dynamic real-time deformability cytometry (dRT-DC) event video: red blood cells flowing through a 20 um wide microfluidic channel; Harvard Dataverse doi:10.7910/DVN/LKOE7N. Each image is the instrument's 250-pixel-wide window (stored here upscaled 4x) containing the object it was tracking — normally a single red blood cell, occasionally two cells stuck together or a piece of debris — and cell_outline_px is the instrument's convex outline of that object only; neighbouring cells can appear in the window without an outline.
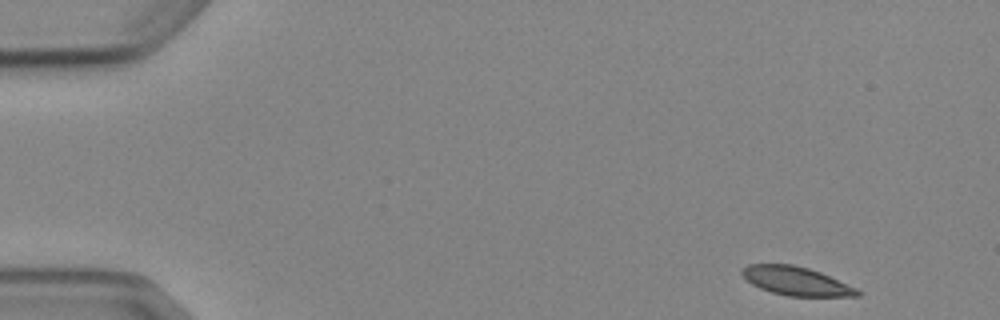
{"species": "Egyptian fruit bat (a non-hibernating species)", "species_latin": "Rousettus aegyptiacus", "temperature_condition": "cold", "stored_images_in_passage": 4, "camera_frame_rate_fps": 3000, "um_per_image_px": 0.085, "animal": {"sex": "female"}, "frame": {"image": 1, "passage_image": 1, "time_ms": 0.0, "image_size_px": [1000, 320], "cell_outline_px": [[860, 296], [788, 296], [772, 292], [760, 288], [752, 284], [740, 272], [748, 264], [792, 264], [808, 268], [820, 272], [856, 288], [860, 292]], "centroid_in_image_um": [67.66, 23.89], "position_along_channel_um": 17.3, "area_um2": 18.96}}